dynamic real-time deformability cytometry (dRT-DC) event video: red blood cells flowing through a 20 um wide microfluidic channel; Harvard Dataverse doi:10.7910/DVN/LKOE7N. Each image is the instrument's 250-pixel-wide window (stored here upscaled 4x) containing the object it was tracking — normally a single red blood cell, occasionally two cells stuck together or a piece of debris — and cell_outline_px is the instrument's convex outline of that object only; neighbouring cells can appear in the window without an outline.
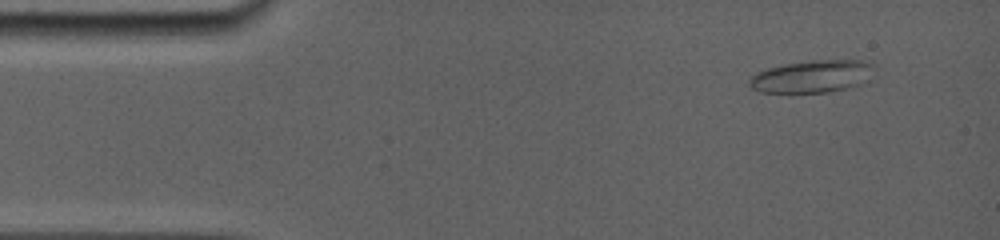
{"species": "common noctule bat (a hibernating species)", "species_latin": "Nyctalus noctula", "temperature_condition": "room temperature", "stored_images_in_passage": 21, "camera_frame_rate_fps": 5000, "um_per_image_px": 0.085, "animal": {"sex": "female", "body_mass_g": 19.0, "forearm_length_mm": 56.7}, "frame": {"image": 1, "passage_image": 1, "time_ms": 0.0, "image_size_px": [1000, 240], "cell_outline_px": [[872, 64], [860, 84], [828, 92], [760, 92], [752, 88], [748, 84], [748, 80], [756, 72], [768, 68], [784, 64], [816, 60], [860, 60]], "centroid_in_image_um": [68.88, 6.49], "position_along_channel_um": 16.1, "area_um2": 22.77}}
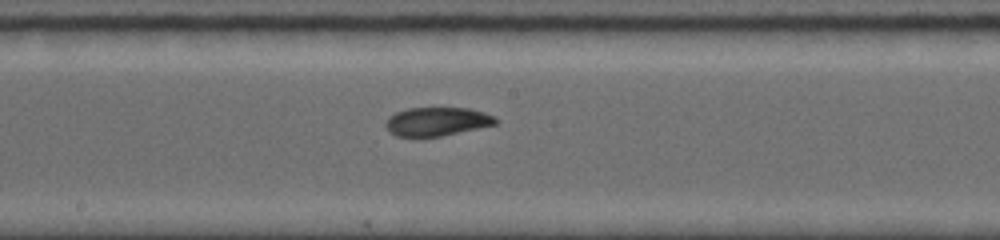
{"frame": {"image": 2, "passage_image": 10, "time_ms": 7.2, "image_size_px": [1000, 240], "cell_outline_px": [[500, 120], [496, 124], [440, 136], [396, 136], [388, 132], [384, 124], [388, 116], [396, 112], [408, 108], [468, 108], [484, 112], [496, 116]], "centroid_in_image_um": [37.13, 10.32], "position_along_channel_um": 211.1, "area_um2": 18.38}}
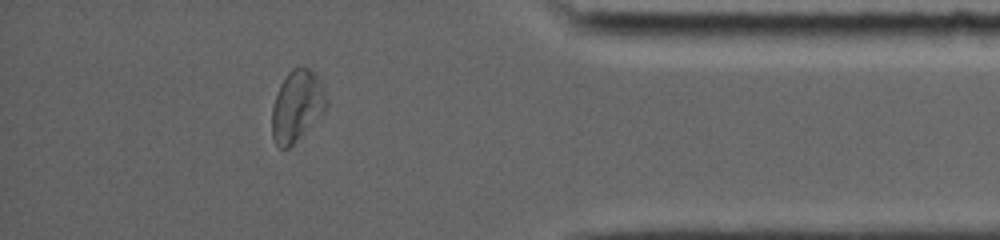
{"frame": {"image": 3, "passage_image": 18, "time_ms": 12.8, "image_size_px": [1000, 240], "cell_outline_px": [[328, 108], [288, 148], [280, 148], [276, 144], [272, 136], [272, 108], [276, 92], [280, 84], [288, 72], [292, 68], [308, 68], [320, 80], [324, 88], [328, 100]], "centroid_in_image_um": [25.24, 8.99], "position_along_channel_um": 410.0, "area_um2": 22.43}, "authors_computed_cell_mechanics": {"area_um2": 19.5942, "velocity_mm_per_s": 3.8643, "shape_relaxation_time_tau1_ms": 7.4753, "shape_relaxation_time_tau2_ms": 2.297, "deformation_change_tau1": 0.1475, "deformation_change_tau2": 0.0706}}